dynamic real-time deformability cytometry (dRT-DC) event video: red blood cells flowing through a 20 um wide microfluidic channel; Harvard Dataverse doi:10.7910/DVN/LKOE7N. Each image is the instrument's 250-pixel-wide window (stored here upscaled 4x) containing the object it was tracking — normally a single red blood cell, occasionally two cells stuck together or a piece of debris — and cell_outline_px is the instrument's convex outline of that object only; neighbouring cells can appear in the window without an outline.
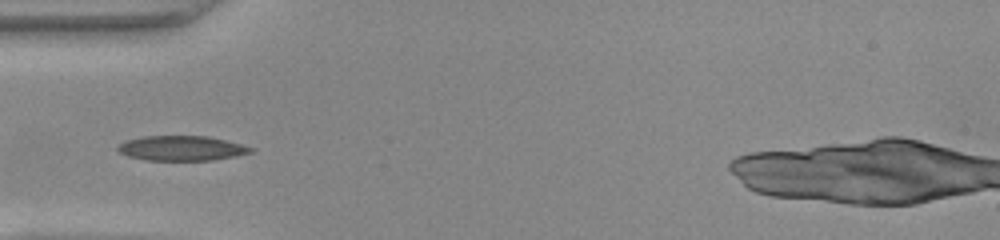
{"species": "common noctule bat (a hibernating species)", "species_latin": "Nyctalus noctula", "temperature_condition": "warm", "stored_images_in_passage": 37, "camera_frame_rate_fps": 3000, "um_per_image_px": 0.085, "animal": {"sex": "female", "body_mass_g": 22.0, "forearm_length_mm": 56.7}, "frame": {"image": 1, "passage_image": 1, "time_ms": 0.0, "image_size_px": [1000, 240], "cell_outline_px": [[252, 152], [236, 156], [212, 160], [144, 160], [128, 156], [120, 152], [116, 148], [120, 144], [128, 140], [144, 136], [208, 136], [240, 144], [252, 148]], "centroid_in_image_um": [15.42, 12.6], "position_along_channel_um": 69.6, "area_um2": 19.02}}
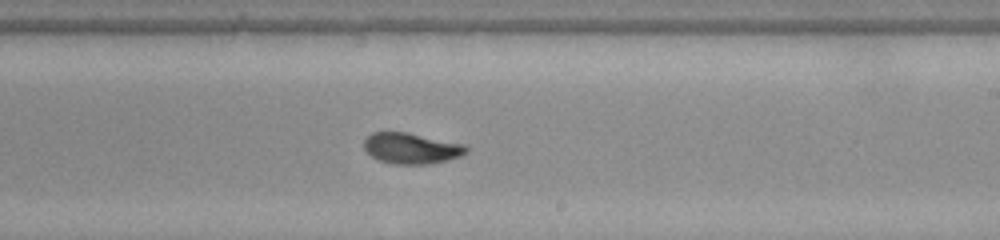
{"frame": {"image": 2, "passage_image": 15, "time_ms": 4.667, "image_size_px": [1000, 240], "cell_outline_px": [[468, 152], [460, 156], [428, 164], [392, 164], [380, 160], [372, 156], [364, 148], [364, 140], [372, 132], [408, 132], [464, 144], [468, 148]], "centroid_in_image_um": [34.96, 12.6], "position_along_channel_um": 254.0, "area_um2": 18.26}}
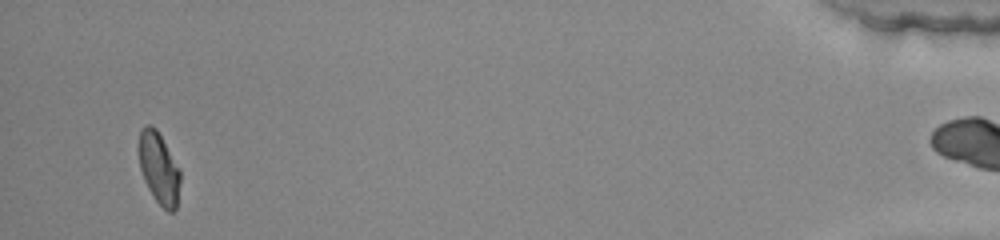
{"frame": {"image": 3, "passage_image": 34, "time_ms": 11.0, "image_size_px": [1000, 240], "cell_outline_px": [[180, 180], [176, 208], [172, 212], [168, 212], [156, 200], [148, 188], [144, 180], [140, 168], [140, 128], [144, 124], [152, 124], [156, 128], [180, 168]], "centroid_in_image_um": [13.52, 14.27], "position_along_channel_um": 421.7, "area_um2": 17.11}, "authors_computed_cell_mechanics": {"area_um2": 18.3226, "velocity_mm_per_s": 3.965, "shape_relaxation_time_tau1_ms": 3.8398, "shape_relaxation_time_tau2_ms": 1.4294, "deformation_change_tau1": 0.1807, "deformation_change_tau2": 0.0648}}